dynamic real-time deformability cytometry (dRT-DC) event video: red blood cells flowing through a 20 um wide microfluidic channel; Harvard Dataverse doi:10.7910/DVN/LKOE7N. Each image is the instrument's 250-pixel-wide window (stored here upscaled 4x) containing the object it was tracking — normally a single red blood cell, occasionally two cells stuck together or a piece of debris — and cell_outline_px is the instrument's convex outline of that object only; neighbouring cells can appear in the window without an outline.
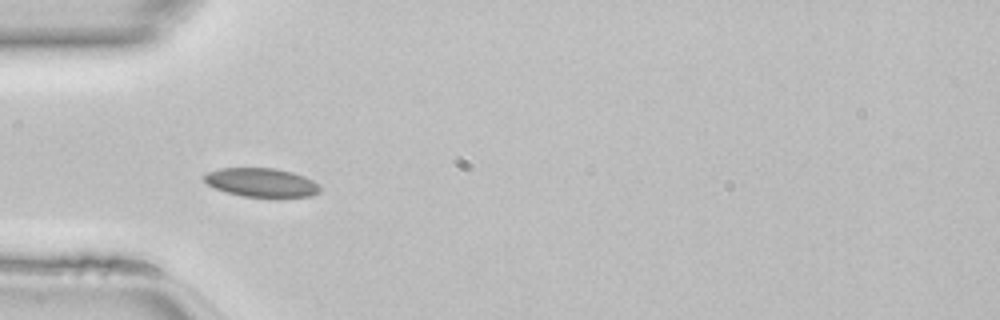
{"species": "common noctule bat (a hibernating species)", "species_latin": "Nyctalus noctula", "temperature_condition": "room temperature", "stored_images_in_passage": 20, "camera_frame_rate_fps": 3000, "um_per_image_px": 0.085, "animal": {"sex": "female", "body_mass_g": 22.7, "forearm_length_mm": 54.2}, "frame": {"image": 1, "passage_image": 4, "time_ms": 1.0, "image_size_px": [1000, 320], "cell_outline_px": [[320, 192], [312, 196], [244, 196], [228, 192], [216, 188], [208, 184], [204, 180], [204, 176], [208, 172], [220, 168], [276, 168], [292, 172], [304, 176], [320, 184]], "centroid_in_image_um": [22.25, 15.49], "position_along_channel_um": 62.7, "area_um2": 19.13}}